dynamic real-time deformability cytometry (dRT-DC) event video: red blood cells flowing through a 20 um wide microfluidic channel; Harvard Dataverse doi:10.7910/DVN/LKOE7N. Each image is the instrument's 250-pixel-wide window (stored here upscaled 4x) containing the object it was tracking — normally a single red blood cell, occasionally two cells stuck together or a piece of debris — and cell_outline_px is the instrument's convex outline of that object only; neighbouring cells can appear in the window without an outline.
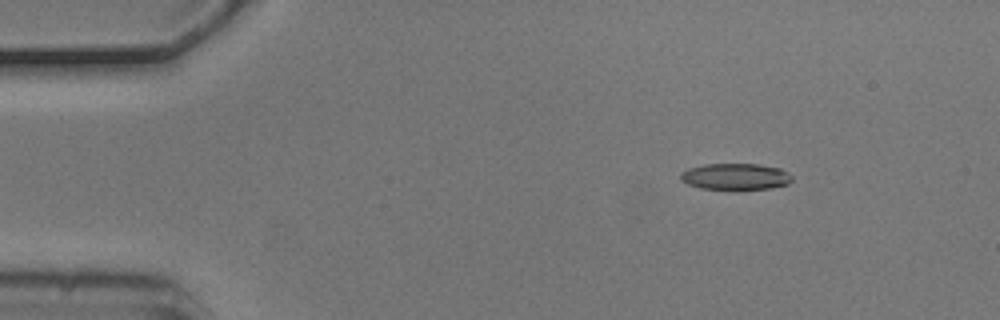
{"species": "common noctule bat (a hibernating species)", "species_latin": "Nyctalus noctula", "temperature_condition": "cold", "stored_images_in_passage": 7, "camera_frame_rate_fps": 3000, "um_per_image_px": 0.085, "animal": {"sex": "male", "body_mass_g": 20.5, "forearm_length_mm": 52.5}, "frame": {"image": 1, "passage_image": 3, "time_ms": 0.667, "image_size_px": [1000, 320], "cell_outline_px": [[792, 180], [788, 184], [772, 188], [732, 192], [700, 188], [688, 184], [680, 180], [680, 172], [688, 168], [704, 164], [760, 164], [780, 168], [788, 172], [792, 176]], "centroid_in_image_um": [62.51, 15.05], "position_along_channel_um": 22.5, "area_um2": 18.03}}
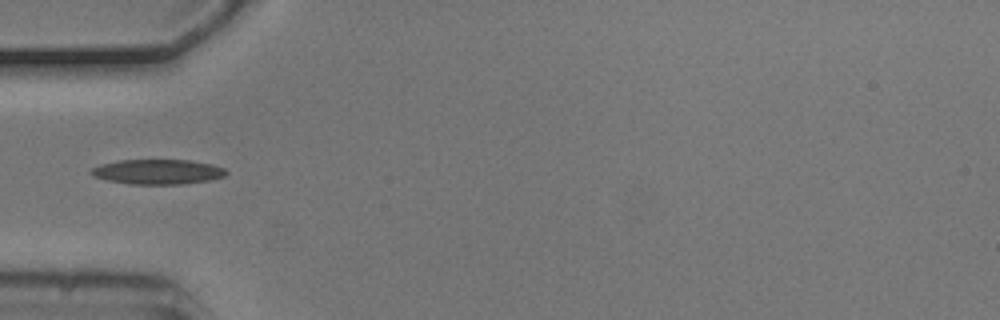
{"frame": {"image": 2, "passage_image": 6, "time_ms": 1.667, "image_size_px": [1000, 320], "cell_outline_px": [[228, 172], [224, 176], [212, 180], [184, 184], [132, 184], [108, 180], [96, 176], [88, 172], [92, 168], [100, 164], [116, 160], [188, 160], [212, 164], [224, 168]], "centroid_in_image_um": [13.43, 14.6], "position_along_channel_um": 71.6, "area_um2": 19.59}}